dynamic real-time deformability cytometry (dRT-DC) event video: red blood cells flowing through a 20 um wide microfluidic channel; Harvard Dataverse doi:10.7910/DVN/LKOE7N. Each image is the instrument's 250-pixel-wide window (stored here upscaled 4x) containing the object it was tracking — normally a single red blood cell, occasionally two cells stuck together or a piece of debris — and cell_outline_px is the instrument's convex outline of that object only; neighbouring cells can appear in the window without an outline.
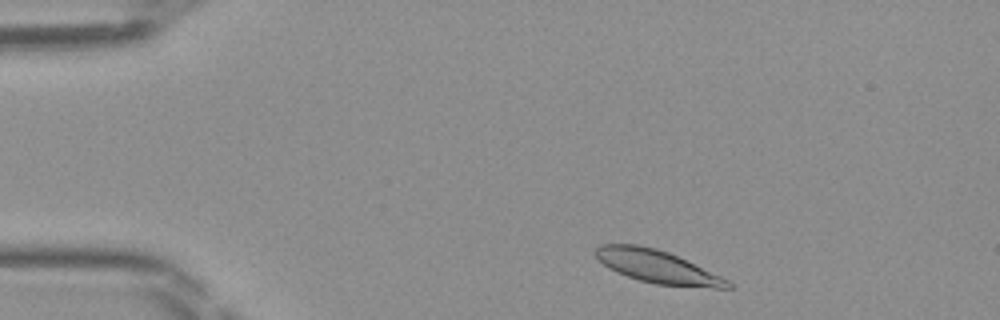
{"species": "Egyptian fruit bat (a non-hibernating species)", "species_latin": "Rousettus aegyptiacus", "temperature_condition": "room temperature", "stored_images_in_passage": 42, "camera_frame_rate_fps": 3000, "um_per_image_px": 0.085, "frame": {"image": 1, "passage_image": 2, "time_ms": 0.333, "image_size_px": [1000, 320], "cell_outline_px": [[732, 288], [712, 288], [656, 284], [640, 280], [616, 272], [608, 268], [592, 252], [600, 244], [636, 244], [656, 248], [668, 252], [720, 276], [728, 280], [732, 284]], "centroid_in_image_um": [55.83, 22.66], "position_along_channel_um": 29.2, "area_um2": 25.03}}
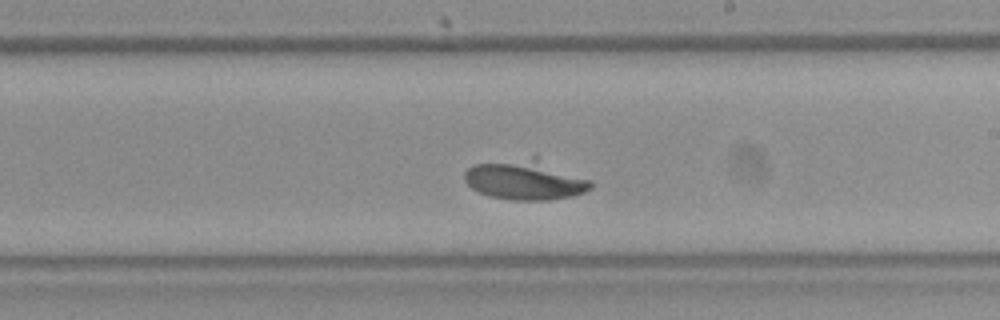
{"frame": {"image": 2, "passage_image": 22, "time_ms": 7.0, "image_size_px": [1000, 320], "cell_outline_px": [[592, 188], [584, 192], [572, 196], [548, 200], [512, 200], [492, 196], [480, 192], [472, 188], [464, 180], [464, 172], [472, 164], [532, 156], [536, 156], [592, 180]], "centroid_in_image_um": [44.67, 15.27], "position_along_channel_um": 244.3, "area_um2": 29.65}}
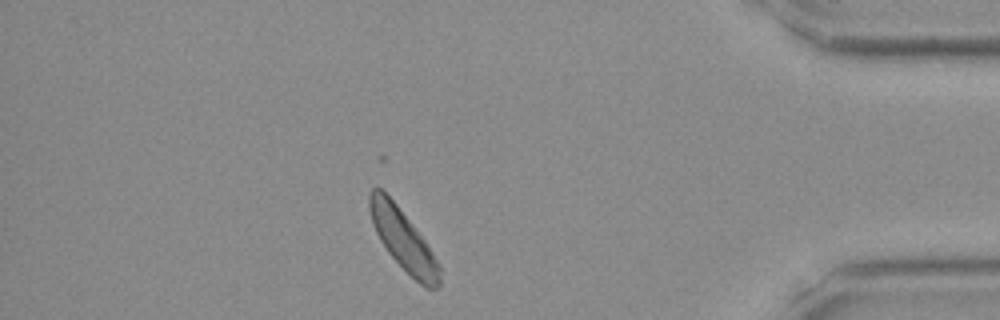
{"frame": {"image": 3, "passage_image": 36, "time_ms": 11.667, "image_size_px": [1000, 320], "cell_outline_px": [[440, 288], [428, 288], [420, 284], [388, 252], [380, 240], [372, 224], [368, 208], [368, 196], [372, 188], [380, 188], [396, 204], [424, 240], [436, 260], [440, 268]], "centroid_in_image_um": [34.24, 20.37], "position_along_channel_um": 401.0, "area_um2": 24.04}}